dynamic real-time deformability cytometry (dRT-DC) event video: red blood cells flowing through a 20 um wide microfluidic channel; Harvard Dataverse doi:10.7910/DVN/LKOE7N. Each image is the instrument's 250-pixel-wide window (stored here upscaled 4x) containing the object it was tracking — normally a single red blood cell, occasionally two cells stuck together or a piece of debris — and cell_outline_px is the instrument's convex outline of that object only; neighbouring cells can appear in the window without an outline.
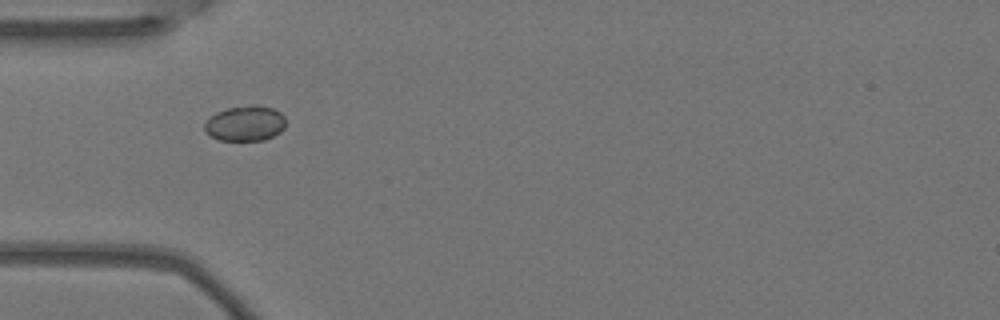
{"species": "Egyptian fruit bat (a non-hibernating species)", "species_latin": "Rousettus aegyptiacus", "temperature_condition": "warm", "stored_images_in_passage": 7, "camera_frame_rate_fps": 3000, "um_per_image_px": 0.085, "animal": {"sex": "female"}, "frame": {"image": 1, "passage_image": 3, "time_ms": 0.667, "image_size_px": [1000, 320], "cell_outline_px": [[284, 128], [280, 132], [264, 140], [220, 140], [204, 132], [204, 124], [216, 112], [228, 108], [252, 104], [256, 104], [272, 108], [280, 112], [284, 116]], "centroid_in_image_um": [20.84, 10.48], "position_along_channel_um": 64.2, "area_um2": 16.65}}
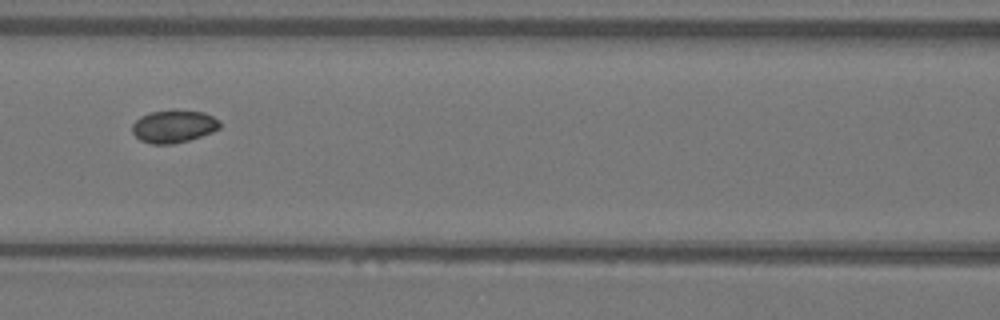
{"frame": {"image": 2, "passage_image": 5, "time_ms": 1.333, "image_size_px": [1000, 320], "cell_outline_px": [[220, 128], [212, 132], [188, 140], [172, 144], [152, 144], [140, 140], [132, 132], [132, 124], [140, 116], [148, 112], [172, 108], [204, 112], [220, 120]], "centroid_in_image_um": [14.75, 10.7], "position_along_channel_um": 151.8, "area_um2": 17.05}}
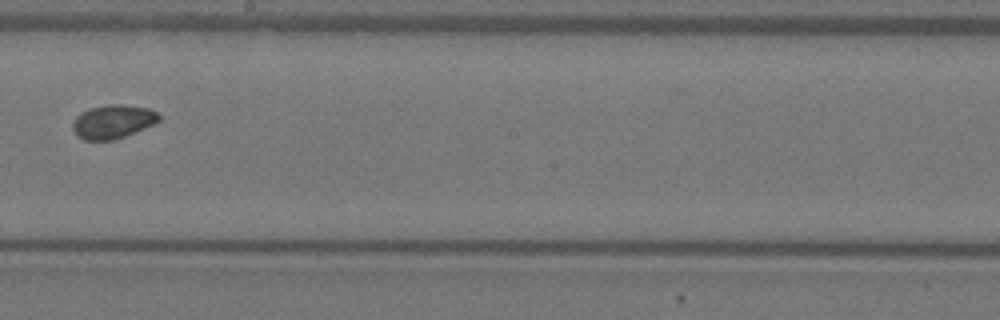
{"frame": {"image": 3, "passage_image": 7, "time_ms": 2.0, "image_size_px": [1000, 320], "cell_outline_px": [[160, 120], [156, 124], [124, 136], [112, 140], [84, 140], [76, 136], [72, 128], [72, 124], [76, 116], [92, 108], [108, 104], [124, 104], [148, 108], [156, 112], [160, 116]], "centroid_in_image_um": [9.61, 10.34], "position_along_channel_um": 238.6, "area_um2": 16.94}}